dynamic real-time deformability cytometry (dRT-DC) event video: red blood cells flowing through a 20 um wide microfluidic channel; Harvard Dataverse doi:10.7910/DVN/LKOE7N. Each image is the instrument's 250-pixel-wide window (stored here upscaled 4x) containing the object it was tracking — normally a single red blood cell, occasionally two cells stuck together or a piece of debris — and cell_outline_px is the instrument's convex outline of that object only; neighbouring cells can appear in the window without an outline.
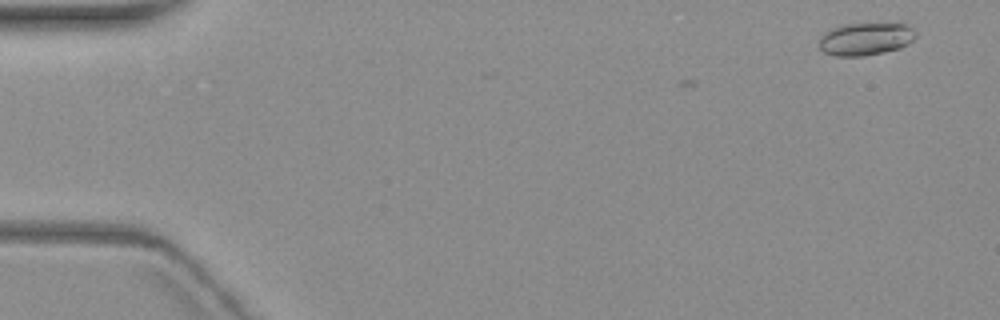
{"species": "common noctule bat (a hibernating species)", "species_latin": "Nyctalus noctula", "temperature_condition": "warm", "stored_images_in_passage": 5, "camera_frame_rate_fps": 3000, "um_per_image_px": 0.085, "animal": {"sex": "female", "body_mass_g": 19.3, "forearm_length_mm": 54.1}, "frame": {"image": 1, "passage_image": 1, "time_ms": 0.0, "image_size_px": [1000, 320], "cell_outline_px": [[916, 36], [908, 44], [900, 48], [884, 52], [864, 56], [836, 56], [824, 52], [820, 48], [820, 40], [832, 28], [844, 24], [904, 24], [912, 28], [916, 32]], "centroid_in_image_um": [73.61, 3.32], "position_along_channel_um": 11.4, "area_um2": 18.03}}